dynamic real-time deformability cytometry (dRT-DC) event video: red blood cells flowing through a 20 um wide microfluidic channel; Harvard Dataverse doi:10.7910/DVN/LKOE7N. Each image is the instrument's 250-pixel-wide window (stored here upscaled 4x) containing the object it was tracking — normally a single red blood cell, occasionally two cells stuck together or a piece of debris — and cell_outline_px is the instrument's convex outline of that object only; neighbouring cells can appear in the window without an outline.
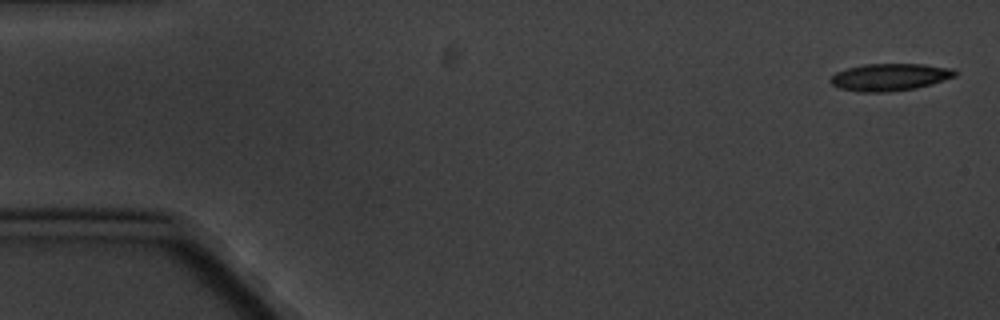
{"species": "common noctule bat (a hibernating species)", "species_latin": "Nyctalus noctula", "temperature_condition": "cold", "stored_images_in_passage": 9, "camera_frame_rate_fps": 3000, "um_per_image_px": 0.085, "animal": {"sex": "male", "body_mass_g": 20.1, "forearm_length_mm": 53.5}, "frame": {"image": 1, "passage_image": 1, "time_ms": 0.0, "image_size_px": [1000, 320], "cell_outline_px": [[956, 76], [932, 84], [916, 88], [888, 92], [860, 92], [840, 88], [832, 84], [828, 80], [836, 72], [848, 68], [864, 64], [924, 64], [948, 68], [956, 72]], "centroid_in_image_um": [75.61, 6.56], "position_along_channel_um": 9.4, "area_um2": 19.65}}